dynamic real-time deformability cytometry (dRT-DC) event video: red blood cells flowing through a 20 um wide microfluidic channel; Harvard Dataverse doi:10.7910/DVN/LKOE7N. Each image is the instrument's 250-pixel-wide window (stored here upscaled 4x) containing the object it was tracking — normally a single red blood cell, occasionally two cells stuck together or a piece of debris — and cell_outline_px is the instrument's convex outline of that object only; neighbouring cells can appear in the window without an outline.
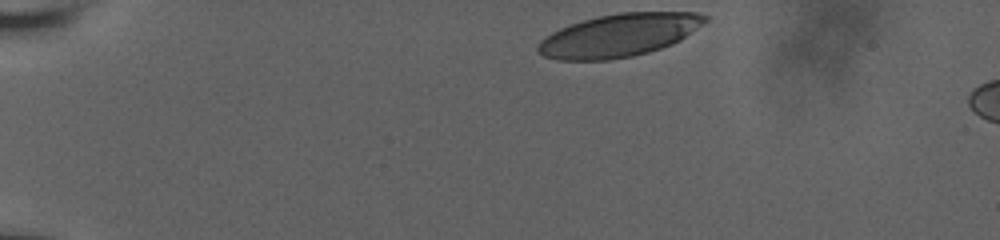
{"species": "human", "species_latin": "Homo sapiens", "temperature_condition": "room temperature", "stored_images_in_passage": 26, "camera_frame_rate_fps": 3000, "um_per_image_px": 0.085, "donor": {"sex": "male"}, "frame": {"image": 1, "passage_image": 1, "time_ms": 0.0, "image_size_px": [1000, 240], "cell_outline_px": [[708, 20], [680, 40], [672, 44], [648, 52], [632, 56], [608, 60], [556, 60], [544, 56], [536, 52], [536, 48], [540, 40], [544, 36], [560, 28], [596, 16], [620, 12], [696, 12], [708, 16]], "centroid_in_image_um": [52.58, 3.0], "position_along_channel_um": 32.4, "area_um2": 41.79}}
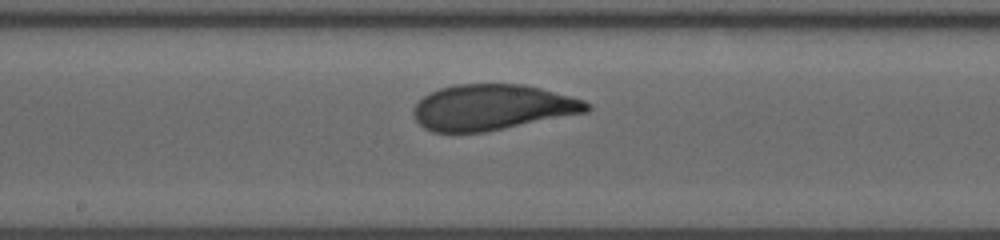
{"frame": {"image": 2, "passage_image": 15, "time_ms": 7.0, "image_size_px": [1000, 240], "cell_outline_px": [[592, 108], [588, 112], [484, 132], [432, 132], [424, 128], [416, 120], [412, 112], [412, 108], [424, 96], [440, 88], [456, 84], [524, 84], [540, 88], [584, 100], [592, 104]], "centroid_in_image_um": [41.85, 9.12], "position_along_channel_um": 206.4, "area_um2": 46.07}}
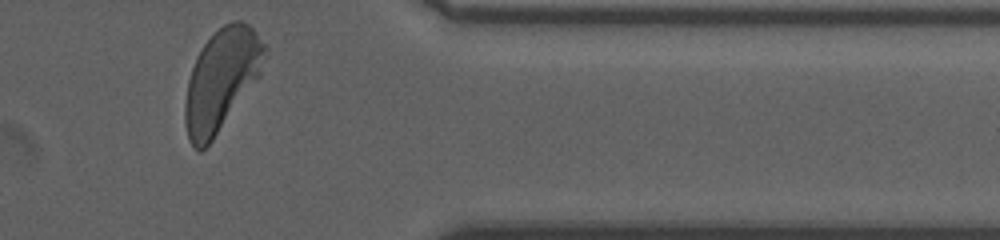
{"frame": {"image": 3, "passage_image": 26, "time_ms": 12.333, "image_size_px": [1000, 240], "cell_outline_px": [[268, 56], [260, 76], [212, 140], [200, 152], [188, 140], [184, 120], [184, 104], [188, 80], [192, 68], [204, 44], [224, 24], [232, 20], [240, 20], [248, 24], [268, 44]], "centroid_in_image_um": [18.86, 6.76], "position_along_channel_um": 392.5, "area_um2": 47.16}, "authors_computed_cell_mechanics": {"area_um2": 46.2111, "velocity_mm_per_s": 3.7432, "shape_relaxation_time_tau1_ms": 3.7715, "shape_relaxation_time_tau2_ms": 0.9856, "deformation_change_tau1": 0.169, "deformation_change_tau2": 0.0694}}